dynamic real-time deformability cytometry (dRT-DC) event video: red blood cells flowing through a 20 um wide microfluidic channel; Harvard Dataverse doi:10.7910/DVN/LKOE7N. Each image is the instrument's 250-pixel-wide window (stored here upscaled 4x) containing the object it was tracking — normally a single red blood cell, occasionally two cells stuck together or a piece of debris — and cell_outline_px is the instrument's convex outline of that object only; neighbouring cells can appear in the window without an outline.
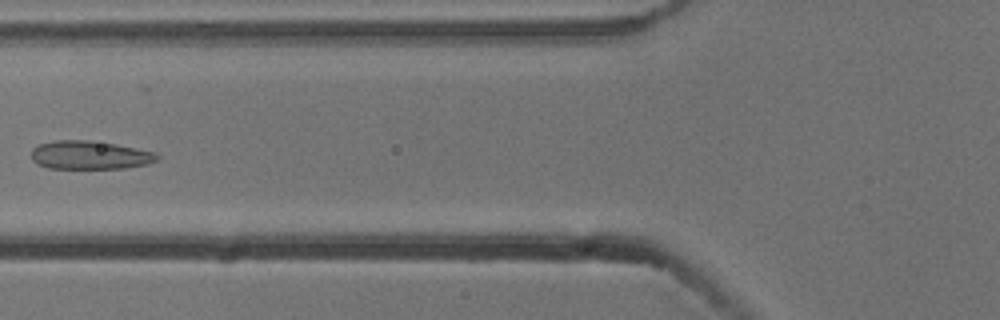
{"species": "common noctule bat (a hibernating species)", "species_latin": "Nyctalus noctula", "temperature_condition": "cold", "stored_images_in_passage": 7, "camera_frame_rate_fps": 3000, "um_per_image_px": 0.085, "animal": {"sex": "male", "body_mass_g": 13.3}, "frame": {"image": 1, "passage_image": 6, "time_ms": 1.667, "image_size_px": [1000, 320], "cell_outline_px": [[160, 160], [148, 164], [124, 168], [48, 168], [32, 160], [32, 148], [40, 144], [56, 140], [88, 140], [116, 144], [156, 152], [160, 156]], "centroid_in_image_um": [7.69, 13.18], "position_along_channel_um": 118.1, "area_um2": 20.87}}
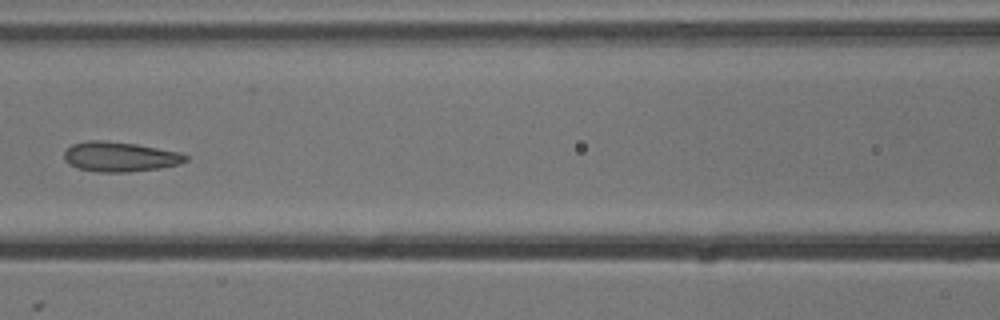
{"frame": {"image": 2, "passage_image": 7, "time_ms": 2.0, "image_size_px": [1000, 320], "cell_outline_px": [[188, 160], [180, 164], [160, 168], [128, 172], [96, 172], [80, 168], [68, 164], [64, 160], [64, 152], [72, 144], [88, 140], [104, 140], [136, 144], [180, 152], [188, 156]], "centroid_in_image_um": [10.2, 13.32], "position_along_channel_um": 156.4, "area_um2": 21.21}}